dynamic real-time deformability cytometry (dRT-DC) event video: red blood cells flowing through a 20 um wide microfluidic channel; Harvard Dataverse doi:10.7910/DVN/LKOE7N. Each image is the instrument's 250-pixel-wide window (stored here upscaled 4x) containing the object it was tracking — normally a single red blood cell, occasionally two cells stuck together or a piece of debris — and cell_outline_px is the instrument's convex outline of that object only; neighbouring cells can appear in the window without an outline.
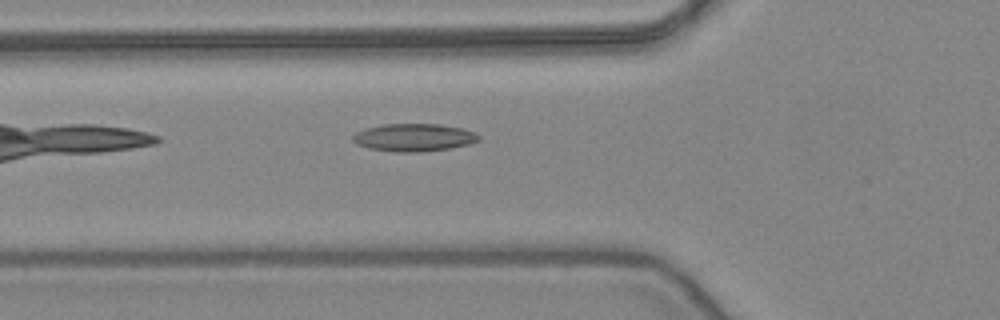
{"species": "common noctule bat (a hibernating species)", "species_latin": "Nyctalus noctula", "temperature_condition": "warm", "stored_images_in_passage": 36, "camera_frame_rate_fps": 3000, "um_per_image_px": 0.085, "animal": {"sex": "female", "body_mass_g": 24.6, "forearm_length_mm": 56.2}, "frame": {"image": 1, "passage_image": 2, "time_ms": 0.333, "image_size_px": [1000, 320], "cell_outline_px": [[480, 140], [472, 144], [448, 148], [420, 152], [396, 152], [368, 148], [356, 144], [352, 140], [352, 136], [356, 132], [364, 128], [384, 124], [440, 124], [464, 128], [476, 132], [480, 136]], "centroid_in_image_um": [35.2, 11.68], "position_along_channel_um": 90.6, "area_um2": 20.58}}
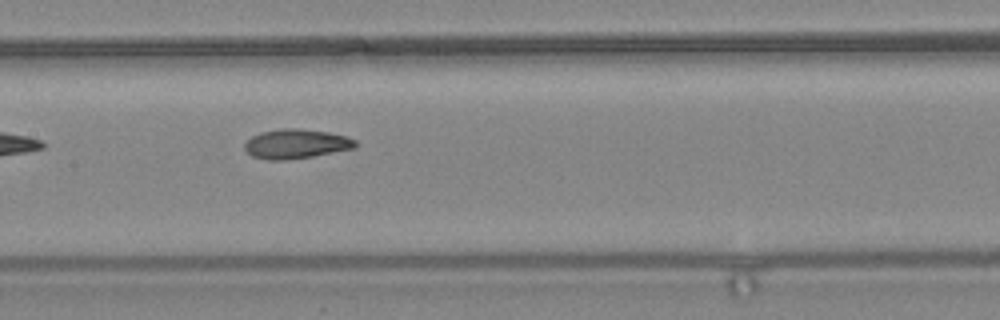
{"frame": {"image": 2, "passage_image": 9, "time_ms": 2.667, "image_size_px": [1000, 320], "cell_outline_px": [[356, 148], [312, 156], [288, 160], [268, 160], [252, 156], [244, 148], [244, 144], [252, 136], [260, 132], [280, 128], [300, 128], [328, 132], [344, 136], [356, 140]], "centroid_in_image_um": [25.15, 12.22], "position_along_channel_um": 182.3, "area_um2": 19.02}}
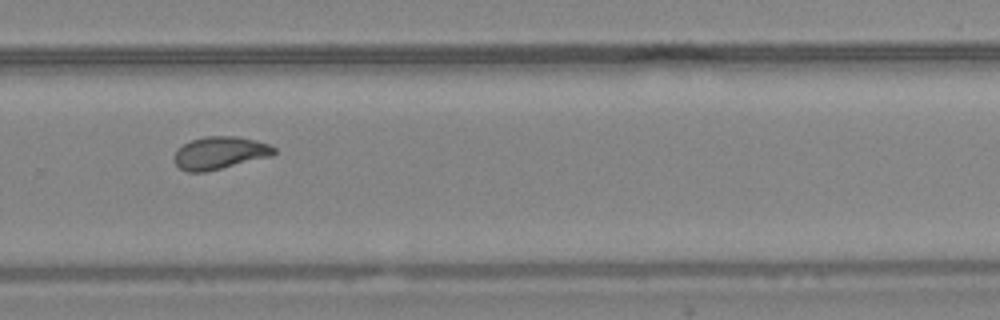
{"frame": {"image": 3, "passage_image": 19, "time_ms": 6.0, "image_size_px": [1000, 320], "cell_outline_px": [[276, 152], [272, 156], [204, 172], [188, 172], [180, 168], [176, 164], [176, 148], [192, 140], [204, 136], [236, 136], [256, 140], [268, 144], [276, 148]], "centroid_in_image_um": [18.71, 12.98], "position_along_channel_um": 311.1, "area_um2": 18.79}}